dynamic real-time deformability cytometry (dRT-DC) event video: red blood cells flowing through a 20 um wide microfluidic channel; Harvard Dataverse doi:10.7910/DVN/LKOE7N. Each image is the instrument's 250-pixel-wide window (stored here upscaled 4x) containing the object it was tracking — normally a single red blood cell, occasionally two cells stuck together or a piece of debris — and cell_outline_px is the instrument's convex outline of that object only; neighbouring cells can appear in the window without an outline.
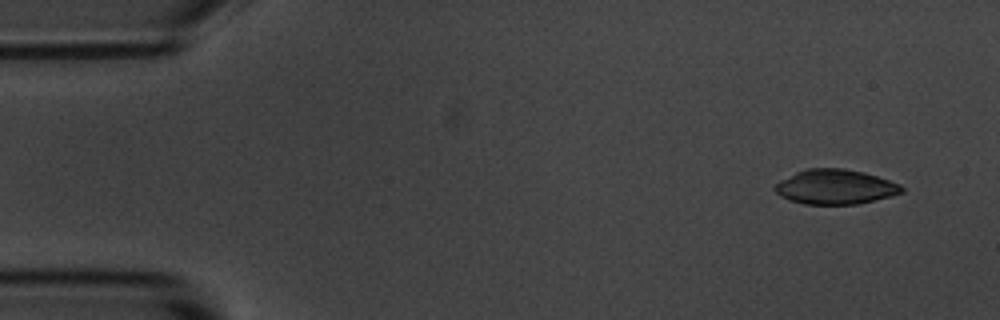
{"species": "common noctule bat (a hibernating species)", "species_latin": "Nyctalus noctula", "temperature_condition": "room temperature", "stored_images_in_passage": 9, "camera_frame_rate_fps": 3000, "um_per_image_px": 0.085, "animal": {"sex": "male", "body_mass_g": 20.1, "forearm_length_mm": 53.5}, "frame": {"image": 1, "passage_image": 1, "time_ms": 0.0, "image_size_px": [1000, 320], "cell_outline_px": [[904, 192], [892, 196], [856, 204], [804, 204], [788, 200], [780, 196], [772, 188], [780, 180], [796, 172], [808, 168], [844, 168], [864, 172], [900, 184], [904, 188]], "centroid_in_image_um": [70.98, 15.88], "position_along_channel_um": 14.0, "area_um2": 25.72}}
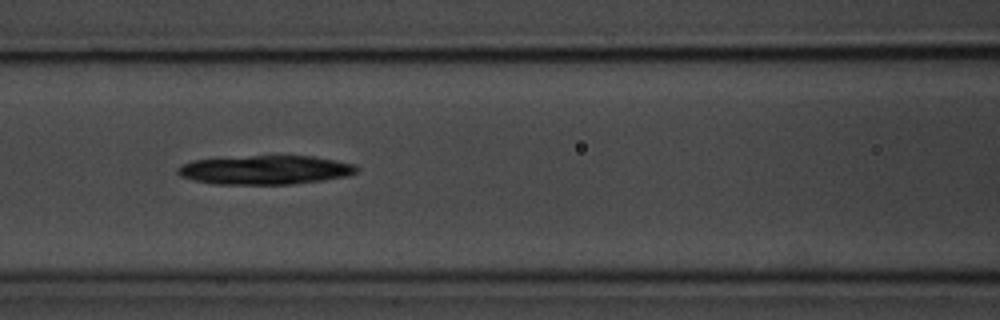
{"frame": {"image": 2, "passage_image": 6, "time_ms": 6.333, "image_size_px": [1000, 320], "cell_outline_px": [[360, 168], [356, 172], [348, 176], [324, 180], [292, 184], [216, 184], [196, 180], [180, 176], [176, 172], [176, 168], [180, 164], [192, 160], [252, 156], [312, 156], [336, 160], [356, 164]], "centroid_in_image_um": [22.57, 14.44], "position_along_channel_um": 144.0, "area_um2": 30.29}}
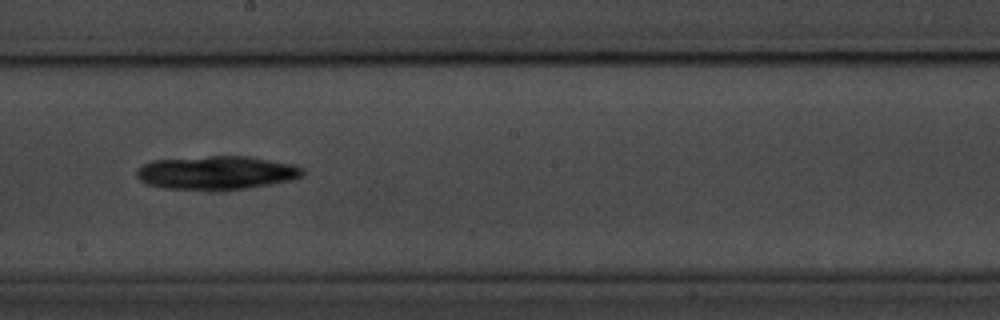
{"frame": {"image": 3, "passage_image": 8, "time_ms": 8.667, "image_size_px": [1000, 320], "cell_outline_px": [[304, 172], [300, 176], [292, 180], [248, 188], [168, 188], [148, 184], [140, 180], [136, 176], [136, 172], [144, 164], [152, 160], [212, 156], [248, 156], [292, 164], [304, 168]], "centroid_in_image_um": [18.43, 14.65], "position_along_channel_um": 229.8, "area_um2": 31.62}}